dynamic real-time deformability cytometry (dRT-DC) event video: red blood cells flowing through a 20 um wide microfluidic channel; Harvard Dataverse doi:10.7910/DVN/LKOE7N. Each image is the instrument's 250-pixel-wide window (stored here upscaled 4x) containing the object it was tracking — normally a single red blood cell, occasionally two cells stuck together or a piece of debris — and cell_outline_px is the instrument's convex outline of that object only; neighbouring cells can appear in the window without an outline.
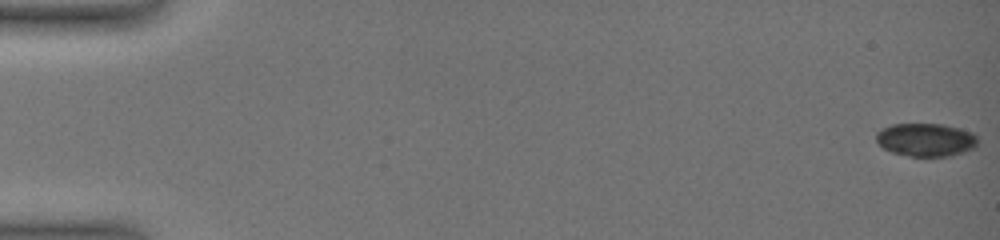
{"species": "common noctule bat (a hibernating species)", "species_latin": "Nyctalus noctula", "temperature_condition": "warm", "stored_images_in_passage": 54, "camera_frame_rate_fps": 3000, "um_per_image_px": 0.085, "animal": {"sex": "female", "body_mass_g": 19.0, "forearm_length_mm": 51.5}, "frame": {"image": 1, "passage_image": 1, "time_ms": 0.0, "image_size_px": [1000, 240], "cell_outline_px": [[976, 148], [964, 152], [948, 156], [908, 156], [892, 152], [884, 148], [876, 140], [876, 132], [880, 128], [892, 124], [944, 124], [960, 128], [972, 132], [976, 136]], "centroid_in_image_um": [78.69, 11.87], "position_along_channel_um": 6.3, "area_um2": 19.71}}
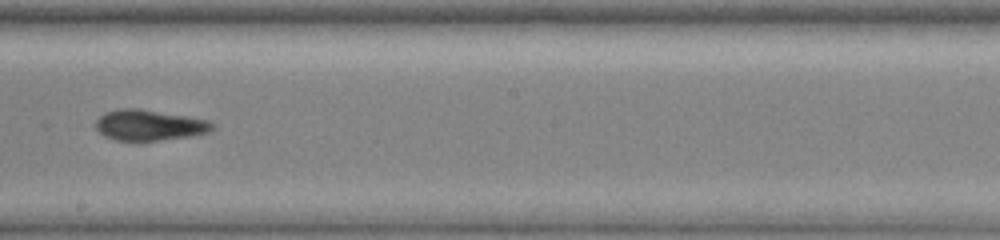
{"frame": {"image": 2, "passage_image": 32, "time_ms": 11.333, "image_size_px": [1000, 240], "cell_outline_px": [[216, 124], [208, 132], [184, 136], [156, 140], [116, 140], [104, 136], [96, 128], [96, 120], [104, 112], [116, 108], [140, 108], [208, 120]], "centroid_in_image_um": [12.63, 10.61], "position_along_channel_um": 235.6, "area_um2": 20.58}}
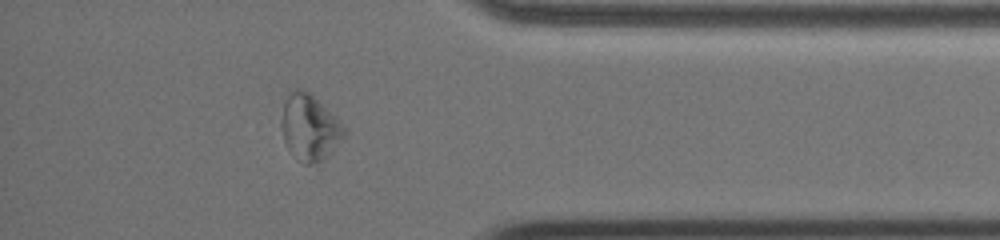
{"frame": {"image": 3, "passage_image": 46, "time_ms": 16.333, "image_size_px": [1000, 240], "cell_outline_px": [[348, 132], [332, 152], [328, 156], [316, 164], [304, 164], [284, 144], [284, 104], [288, 92], [296, 88], [300, 88], [308, 92], [340, 120]], "centroid_in_image_um": [26.38, 10.85], "position_along_channel_um": 408.8, "area_um2": 23.64}, "authors_computed_cell_mechanics": {"area_um2": 21.0392, "velocity_mm_per_s": 3.6115, "shape_relaxation_time_tau1_ms": null, "shape_relaxation_time_tau2_ms": 3.1688, "deformation_change_tau1": null, "deformation_change_tau2": 0.1142}}